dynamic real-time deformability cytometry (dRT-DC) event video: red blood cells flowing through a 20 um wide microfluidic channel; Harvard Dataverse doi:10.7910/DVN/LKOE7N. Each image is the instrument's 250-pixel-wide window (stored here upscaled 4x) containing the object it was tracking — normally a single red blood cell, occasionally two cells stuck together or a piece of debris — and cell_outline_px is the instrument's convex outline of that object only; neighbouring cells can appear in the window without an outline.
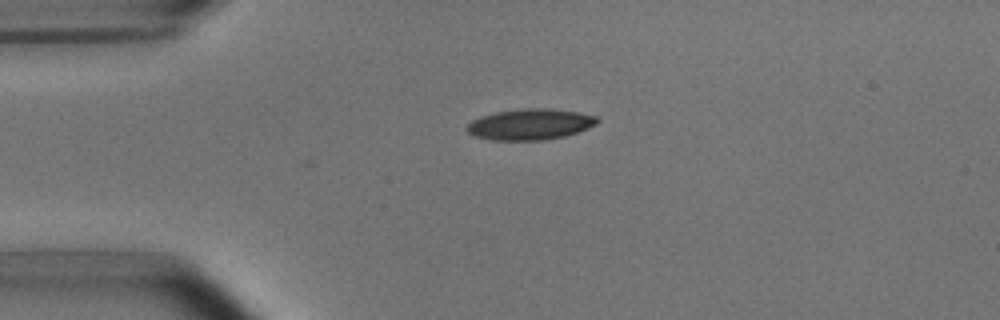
{"species": "common noctule bat (a hibernating species)", "species_latin": "Nyctalus noctula", "temperature_condition": "room temperature", "stored_images_in_passage": 5, "camera_frame_rate_fps": 3000, "um_per_image_px": 0.085, "animal": {"sex": "male", "body_mass_g": 15.6}, "frame": {"image": 1, "passage_image": 5, "time_ms": 1.333, "image_size_px": [1000, 320], "cell_outline_px": [[600, 120], [596, 124], [588, 128], [564, 136], [544, 140], [492, 140], [476, 136], [468, 132], [464, 128], [472, 120], [480, 116], [496, 112], [524, 108], [548, 108], [576, 112], [596, 116]], "centroid_in_image_um": [45.04, 10.56], "position_along_channel_um": 40.0, "area_um2": 23.41}}